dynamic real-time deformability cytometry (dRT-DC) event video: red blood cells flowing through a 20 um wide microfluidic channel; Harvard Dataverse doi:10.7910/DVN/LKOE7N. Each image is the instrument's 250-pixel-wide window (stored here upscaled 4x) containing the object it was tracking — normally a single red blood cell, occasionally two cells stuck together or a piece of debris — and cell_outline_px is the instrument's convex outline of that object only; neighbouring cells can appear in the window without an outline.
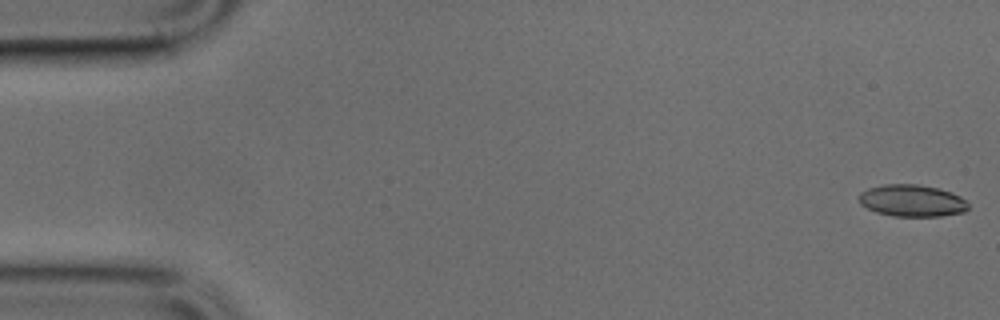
{"species": "common noctule bat (a hibernating species)", "species_latin": "Nyctalus noctula", "temperature_condition": "cold", "stored_images_in_passage": 5, "camera_frame_rate_fps": 3000, "um_per_image_px": 0.085, "animal": {"sex": "male", "body_mass_g": 17.9, "forearm_length_mm": 54.2}, "frame": {"image": 1, "passage_image": 1, "time_ms": 0.0, "image_size_px": [1000, 320], "cell_outline_px": [[968, 208], [964, 212], [940, 216], [892, 216], [876, 212], [860, 204], [860, 192], [868, 188], [884, 184], [916, 184], [940, 188], [952, 192], [960, 196], [968, 204]], "centroid_in_image_um": [77.52, 17.05], "position_along_channel_um": 7.5, "area_um2": 20.35}}